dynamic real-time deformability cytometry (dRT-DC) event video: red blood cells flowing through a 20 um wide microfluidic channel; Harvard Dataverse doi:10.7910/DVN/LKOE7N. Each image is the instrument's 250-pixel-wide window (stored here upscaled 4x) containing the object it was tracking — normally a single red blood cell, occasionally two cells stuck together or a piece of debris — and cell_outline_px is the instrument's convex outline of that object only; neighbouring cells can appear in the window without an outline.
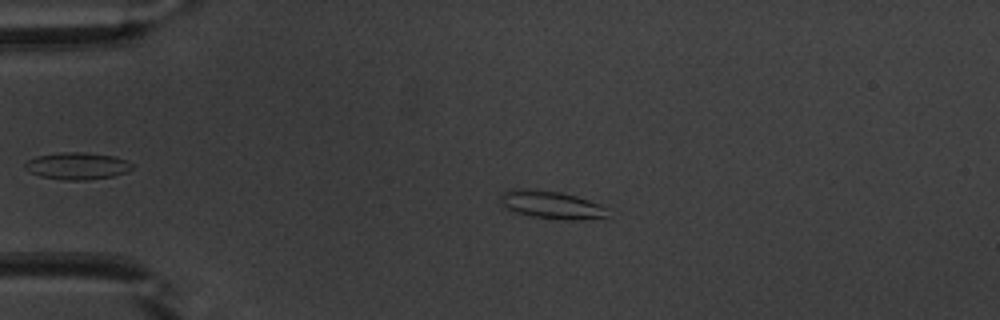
{"species": "common noctule bat (a hibernating species)", "species_latin": "Nyctalus noctula", "temperature_condition": "warm", "stored_images_in_passage": 45, "camera_frame_rate_fps": 3000, "um_per_image_px": 0.085, "animal": {"sex": "male", "body_mass_g": 20.1, "forearm_length_mm": 53.5}, "frame": {"image": 1, "passage_image": 12, "time_ms": 3.667, "image_size_px": [1000, 320], "cell_outline_px": [[608, 216], [576, 220], [564, 220], [532, 216], [516, 212], [508, 208], [500, 200], [500, 196], [504, 192], [512, 188], [560, 192], [576, 196], [600, 204], [604, 208]], "centroid_in_image_um": [46.86, 17.41], "position_along_channel_um": 38.1, "area_um2": 16.88}}
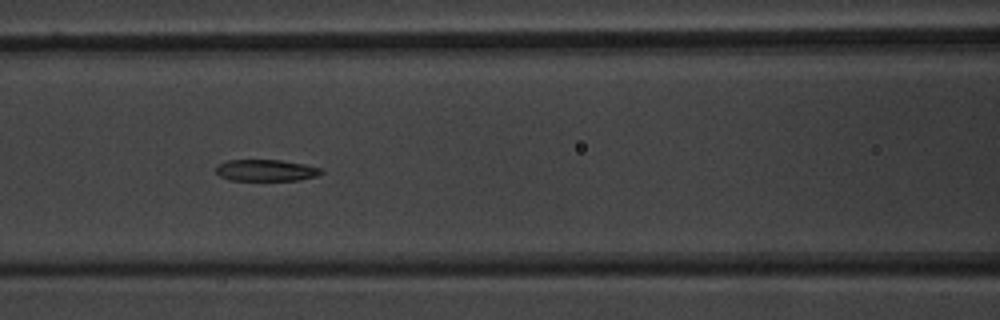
{"frame": {"image": 2, "passage_image": 23, "time_ms": 7.333, "image_size_px": [1000, 320], "cell_outline_px": [[324, 172], [316, 176], [300, 180], [232, 180], [220, 176], [216, 172], [216, 164], [228, 160], [280, 160], [304, 164], [320, 168]], "centroid_in_image_um": [22.6, 14.47], "position_along_channel_um": 144.0, "area_um2": 13.18}}
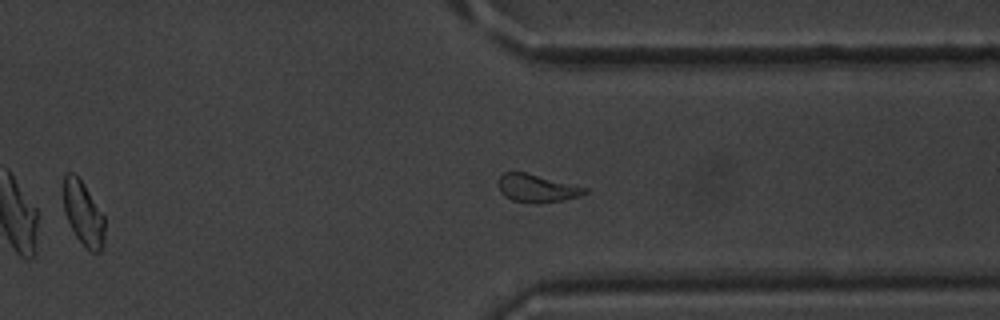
{"frame": {"image": 3, "passage_image": 40, "time_ms": 13.0, "image_size_px": [1000, 320], "cell_outline_px": [[588, 192], [580, 196], [564, 200], [536, 204], [532, 204], [512, 200], [504, 196], [500, 192], [500, 176], [504, 172], [524, 172], [588, 188]], "centroid_in_image_um": [45.65, 16.02], "position_along_channel_um": 365.7, "area_um2": 13.99}, "authors_computed_cell_mechanics": {"area_um2": 15.028, "velocity_mm_per_s": 3.9204, "shape_relaxation_time_tau1_ms": 8.1505, "shape_relaxation_time_tau2_ms": 3.9857, "deformation_change_tau1": 0.2058, "deformation_change_tau2": 0.113}}